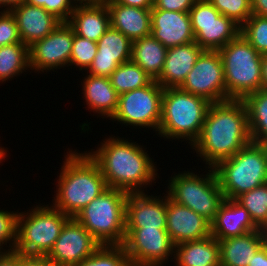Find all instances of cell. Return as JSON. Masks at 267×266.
I'll return each mask as SVG.
<instances>
[{
	"label": "cell",
	"instance_id": "cell-1",
	"mask_svg": "<svg viewBox=\"0 0 267 266\" xmlns=\"http://www.w3.org/2000/svg\"><path fill=\"white\" fill-rule=\"evenodd\" d=\"M117 136L105 137L95 151L86 152L99 166L108 188L127 193L147 192L145 188L153 187L160 178L154 158L138 141Z\"/></svg>",
	"mask_w": 267,
	"mask_h": 266
},
{
	"label": "cell",
	"instance_id": "cell-2",
	"mask_svg": "<svg viewBox=\"0 0 267 266\" xmlns=\"http://www.w3.org/2000/svg\"><path fill=\"white\" fill-rule=\"evenodd\" d=\"M251 142L248 117L242 100L230 99L211 103L198 139L191 150L204 167L214 168Z\"/></svg>",
	"mask_w": 267,
	"mask_h": 266
},
{
	"label": "cell",
	"instance_id": "cell-3",
	"mask_svg": "<svg viewBox=\"0 0 267 266\" xmlns=\"http://www.w3.org/2000/svg\"><path fill=\"white\" fill-rule=\"evenodd\" d=\"M78 151L68 148L65 153L51 203L70 217L108 188L97 163L86 151Z\"/></svg>",
	"mask_w": 267,
	"mask_h": 266
},
{
	"label": "cell",
	"instance_id": "cell-4",
	"mask_svg": "<svg viewBox=\"0 0 267 266\" xmlns=\"http://www.w3.org/2000/svg\"><path fill=\"white\" fill-rule=\"evenodd\" d=\"M210 104L180 87L164 88L157 136L172 142L185 141L191 147L201 133Z\"/></svg>",
	"mask_w": 267,
	"mask_h": 266
},
{
	"label": "cell",
	"instance_id": "cell-5",
	"mask_svg": "<svg viewBox=\"0 0 267 266\" xmlns=\"http://www.w3.org/2000/svg\"><path fill=\"white\" fill-rule=\"evenodd\" d=\"M213 169L225 199H236L267 183V145L251 141Z\"/></svg>",
	"mask_w": 267,
	"mask_h": 266
},
{
	"label": "cell",
	"instance_id": "cell-6",
	"mask_svg": "<svg viewBox=\"0 0 267 266\" xmlns=\"http://www.w3.org/2000/svg\"><path fill=\"white\" fill-rule=\"evenodd\" d=\"M127 192L107 188L74 217L100 245H123Z\"/></svg>",
	"mask_w": 267,
	"mask_h": 266
},
{
	"label": "cell",
	"instance_id": "cell-7",
	"mask_svg": "<svg viewBox=\"0 0 267 266\" xmlns=\"http://www.w3.org/2000/svg\"><path fill=\"white\" fill-rule=\"evenodd\" d=\"M218 52L223 63L226 101L242 100L261 89L263 56L241 34Z\"/></svg>",
	"mask_w": 267,
	"mask_h": 266
},
{
	"label": "cell",
	"instance_id": "cell-8",
	"mask_svg": "<svg viewBox=\"0 0 267 266\" xmlns=\"http://www.w3.org/2000/svg\"><path fill=\"white\" fill-rule=\"evenodd\" d=\"M206 170H208L206 172ZM206 174L182 170L168 179L166 194L178 204L192 209L210 224L225 200L213 168L205 167Z\"/></svg>",
	"mask_w": 267,
	"mask_h": 266
},
{
	"label": "cell",
	"instance_id": "cell-9",
	"mask_svg": "<svg viewBox=\"0 0 267 266\" xmlns=\"http://www.w3.org/2000/svg\"><path fill=\"white\" fill-rule=\"evenodd\" d=\"M38 204L18 213L16 253L46 256L71 218L51 204Z\"/></svg>",
	"mask_w": 267,
	"mask_h": 266
},
{
	"label": "cell",
	"instance_id": "cell-10",
	"mask_svg": "<svg viewBox=\"0 0 267 266\" xmlns=\"http://www.w3.org/2000/svg\"><path fill=\"white\" fill-rule=\"evenodd\" d=\"M163 91L164 88L153 80L147 86L120 94L117 110L110 120L124 127L132 126V130L148 128L157 135Z\"/></svg>",
	"mask_w": 267,
	"mask_h": 266
},
{
	"label": "cell",
	"instance_id": "cell-11",
	"mask_svg": "<svg viewBox=\"0 0 267 266\" xmlns=\"http://www.w3.org/2000/svg\"><path fill=\"white\" fill-rule=\"evenodd\" d=\"M189 15L195 42L203 50L219 51L240 34V26L208 0H197Z\"/></svg>",
	"mask_w": 267,
	"mask_h": 266
},
{
	"label": "cell",
	"instance_id": "cell-12",
	"mask_svg": "<svg viewBox=\"0 0 267 266\" xmlns=\"http://www.w3.org/2000/svg\"><path fill=\"white\" fill-rule=\"evenodd\" d=\"M123 247L131 266H164L174 259L175 245L166 229L125 228Z\"/></svg>",
	"mask_w": 267,
	"mask_h": 266
},
{
	"label": "cell",
	"instance_id": "cell-13",
	"mask_svg": "<svg viewBox=\"0 0 267 266\" xmlns=\"http://www.w3.org/2000/svg\"><path fill=\"white\" fill-rule=\"evenodd\" d=\"M74 31L61 22L49 35L29 47L30 73L56 72L70 66ZM56 70V71H54Z\"/></svg>",
	"mask_w": 267,
	"mask_h": 266
},
{
	"label": "cell",
	"instance_id": "cell-14",
	"mask_svg": "<svg viewBox=\"0 0 267 266\" xmlns=\"http://www.w3.org/2000/svg\"><path fill=\"white\" fill-rule=\"evenodd\" d=\"M180 88L210 103L226 101L223 63L219 52L204 50Z\"/></svg>",
	"mask_w": 267,
	"mask_h": 266
},
{
	"label": "cell",
	"instance_id": "cell-15",
	"mask_svg": "<svg viewBox=\"0 0 267 266\" xmlns=\"http://www.w3.org/2000/svg\"><path fill=\"white\" fill-rule=\"evenodd\" d=\"M100 246L99 242L74 217H71L65 223L46 258L52 266H76Z\"/></svg>",
	"mask_w": 267,
	"mask_h": 266
},
{
	"label": "cell",
	"instance_id": "cell-16",
	"mask_svg": "<svg viewBox=\"0 0 267 266\" xmlns=\"http://www.w3.org/2000/svg\"><path fill=\"white\" fill-rule=\"evenodd\" d=\"M129 193L126 200L125 228L166 229L167 194ZM155 195V196H154Z\"/></svg>",
	"mask_w": 267,
	"mask_h": 266
},
{
	"label": "cell",
	"instance_id": "cell-17",
	"mask_svg": "<svg viewBox=\"0 0 267 266\" xmlns=\"http://www.w3.org/2000/svg\"><path fill=\"white\" fill-rule=\"evenodd\" d=\"M97 47L87 74L110 77L120 64L131 60L132 41L111 26L97 41Z\"/></svg>",
	"mask_w": 267,
	"mask_h": 266
},
{
	"label": "cell",
	"instance_id": "cell-18",
	"mask_svg": "<svg viewBox=\"0 0 267 266\" xmlns=\"http://www.w3.org/2000/svg\"><path fill=\"white\" fill-rule=\"evenodd\" d=\"M166 231L174 245L211 235V224L192 209L176 203L167 195Z\"/></svg>",
	"mask_w": 267,
	"mask_h": 266
},
{
	"label": "cell",
	"instance_id": "cell-19",
	"mask_svg": "<svg viewBox=\"0 0 267 266\" xmlns=\"http://www.w3.org/2000/svg\"><path fill=\"white\" fill-rule=\"evenodd\" d=\"M151 35L167 49L195 41L189 12L151 8Z\"/></svg>",
	"mask_w": 267,
	"mask_h": 266
},
{
	"label": "cell",
	"instance_id": "cell-20",
	"mask_svg": "<svg viewBox=\"0 0 267 266\" xmlns=\"http://www.w3.org/2000/svg\"><path fill=\"white\" fill-rule=\"evenodd\" d=\"M14 15L22 43L28 48L49 35L62 21L44 8L25 2L14 8Z\"/></svg>",
	"mask_w": 267,
	"mask_h": 266
},
{
	"label": "cell",
	"instance_id": "cell-21",
	"mask_svg": "<svg viewBox=\"0 0 267 266\" xmlns=\"http://www.w3.org/2000/svg\"><path fill=\"white\" fill-rule=\"evenodd\" d=\"M203 51L195 41L169 48L156 82L163 88L180 87Z\"/></svg>",
	"mask_w": 267,
	"mask_h": 266
},
{
	"label": "cell",
	"instance_id": "cell-22",
	"mask_svg": "<svg viewBox=\"0 0 267 266\" xmlns=\"http://www.w3.org/2000/svg\"><path fill=\"white\" fill-rule=\"evenodd\" d=\"M86 75L81 80L82 100L86 102L85 109L97 114V118H112L118 107L119 94L111 84L109 77Z\"/></svg>",
	"mask_w": 267,
	"mask_h": 266
},
{
	"label": "cell",
	"instance_id": "cell-23",
	"mask_svg": "<svg viewBox=\"0 0 267 266\" xmlns=\"http://www.w3.org/2000/svg\"><path fill=\"white\" fill-rule=\"evenodd\" d=\"M259 229L249 212L235 199H225L211 223V235L218 241Z\"/></svg>",
	"mask_w": 267,
	"mask_h": 266
},
{
	"label": "cell",
	"instance_id": "cell-24",
	"mask_svg": "<svg viewBox=\"0 0 267 266\" xmlns=\"http://www.w3.org/2000/svg\"><path fill=\"white\" fill-rule=\"evenodd\" d=\"M110 15V26L132 42L151 35V9L125 6L104 0Z\"/></svg>",
	"mask_w": 267,
	"mask_h": 266
},
{
	"label": "cell",
	"instance_id": "cell-25",
	"mask_svg": "<svg viewBox=\"0 0 267 266\" xmlns=\"http://www.w3.org/2000/svg\"><path fill=\"white\" fill-rule=\"evenodd\" d=\"M67 23L76 35L97 42L110 27V15L105 1L76 5Z\"/></svg>",
	"mask_w": 267,
	"mask_h": 266
},
{
	"label": "cell",
	"instance_id": "cell-26",
	"mask_svg": "<svg viewBox=\"0 0 267 266\" xmlns=\"http://www.w3.org/2000/svg\"><path fill=\"white\" fill-rule=\"evenodd\" d=\"M176 266H220L219 241L212 235L175 245Z\"/></svg>",
	"mask_w": 267,
	"mask_h": 266
},
{
	"label": "cell",
	"instance_id": "cell-27",
	"mask_svg": "<svg viewBox=\"0 0 267 266\" xmlns=\"http://www.w3.org/2000/svg\"><path fill=\"white\" fill-rule=\"evenodd\" d=\"M220 245V266H248L264 245L261 230L223 239Z\"/></svg>",
	"mask_w": 267,
	"mask_h": 266
},
{
	"label": "cell",
	"instance_id": "cell-28",
	"mask_svg": "<svg viewBox=\"0 0 267 266\" xmlns=\"http://www.w3.org/2000/svg\"><path fill=\"white\" fill-rule=\"evenodd\" d=\"M167 48L152 35L132 42L131 60L156 80L163 69Z\"/></svg>",
	"mask_w": 267,
	"mask_h": 266
},
{
	"label": "cell",
	"instance_id": "cell-29",
	"mask_svg": "<svg viewBox=\"0 0 267 266\" xmlns=\"http://www.w3.org/2000/svg\"><path fill=\"white\" fill-rule=\"evenodd\" d=\"M245 104L251 141L267 145V90L246 95Z\"/></svg>",
	"mask_w": 267,
	"mask_h": 266
},
{
	"label": "cell",
	"instance_id": "cell-30",
	"mask_svg": "<svg viewBox=\"0 0 267 266\" xmlns=\"http://www.w3.org/2000/svg\"><path fill=\"white\" fill-rule=\"evenodd\" d=\"M28 71L30 72L29 48L25 44L14 43L0 47V84L14 80Z\"/></svg>",
	"mask_w": 267,
	"mask_h": 266
},
{
	"label": "cell",
	"instance_id": "cell-31",
	"mask_svg": "<svg viewBox=\"0 0 267 266\" xmlns=\"http://www.w3.org/2000/svg\"><path fill=\"white\" fill-rule=\"evenodd\" d=\"M109 78L119 95L147 86L154 80L132 60L120 64Z\"/></svg>",
	"mask_w": 267,
	"mask_h": 266
},
{
	"label": "cell",
	"instance_id": "cell-32",
	"mask_svg": "<svg viewBox=\"0 0 267 266\" xmlns=\"http://www.w3.org/2000/svg\"><path fill=\"white\" fill-rule=\"evenodd\" d=\"M235 200L249 212L259 228L267 222V183L242 193Z\"/></svg>",
	"mask_w": 267,
	"mask_h": 266
},
{
	"label": "cell",
	"instance_id": "cell-33",
	"mask_svg": "<svg viewBox=\"0 0 267 266\" xmlns=\"http://www.w3.org/2000/svg\"><path fill=\"white\" fill-rule=\"evenodd\" d=\"M76 266H131L123 245H101Z\"/></svg>",
	"mask_w": 267,
	"mask_h": 266
},
{
	"label": "cell",
	"instance_id": "cell-34",
	"mask_svg": "<svg viewBox=\"0 0 267 266\" xmlns=\"http://www.w3.org/2000/svg\"><path fill=\"white\" fill-rule=\"evenodd\" d=\"M240 34L260 55L267 54V17L252 14L240 27Z\"/></svg>",
	"mask_w": 267,
	"mask_h": 266
},
{
	"label": "cell",
	"instance_id": "cell-35",
	"mask_svg": "<svg viewBox=\"0 0 267 266\" xmlns=\"http://www.w3.org/2000/svg\"><path fill=\"white\" fill-rule=\"evenodd\" d=\"M97 51V42L74 34L70 68L72 69V66H74V68L79 69L78 71L86 72L91 66Z\"/></svg>",
	"mask_w": 267,
	"mask_h": 266
},
{
	"label": "cell",
	"instance_id": "cell-36",
	"mask_svg": "<svg viewBox=\"0 0 267 266\" xmlns=\"http://www.w3.org/2000/svg\"><path fill=\"white\" fill-rule=\"evenodd\" d=\"M18 213L19 210H1L0 208V253L14 251L17 241Z\"/></svg>",
	"mask_w": 267,
	"mask_h": 266
},
{
	"label": "cell",
	"instance_id": "cell-37",
	"mask_svg": "<svg viewBox=\"0 0 267 266\" xmlns=\"http://www.w3.org/2000/svg\"><path fill=\"white\" fill-rule=\"evenodd\" d=\"M222 15L240 27L252 15L251 0H208Z\"/></svg>",
	"mask_w": 267,
	"mask_h": 266
},
{
	"label": "cell",
	"instance_id": "cell-38",
	"mask_svg": "<svg viewBox=\"0 0 267 266\" xmlns=\"http://www.w3.org/2000/svg\"><path fill=\"white\" fill-rule=\"evenodd\" d=\"M14 43H22L16 19L11 12L0 11V47Z\"/></svg>",
	"mask_w": 267,
	"mask_h": 266
},
{
	"label": "cell",
	"instance_id": "cell-39",
	"mask_svg": "<svg viewBox=\"0 0 267 266\" xmlns=\"http://www.w3.org/2000/svg\"><path fill=\"white\" fill-rule=\"evenodd\" d=\"M75 6L72 0H48V4H44V9L62 22H67Z\"/></svg>",
	"mask_w": 267,
	"mask_h": 266
},
{
	"label": "cell",
	"instance_id": "cell-40",
	"mask_svg": "<svg viewBox=\"0 0 267 266\" xmlns=\"http://www.w3.org/2000/svg\"><path fill=\"white\" fill-rule=\"evenodd\" d=\"M197 0H154L156 9L166 11L189 12Z\"/></svg>",
	"mask_w": 267,
	"mask_h": 266
},
{
	"label": "cell",
	"instance_id": "cell-41",
	"mask_svg": "<svg viewBox=\"0 0 267 266\" xmlns=\"http://www.w3.org/2000/svg\"><path fill=\"white\" fill-rule=\"evenodd\" d=\"M20 266H52L46 256L20 254Z\"/></svg>",
	"mask_w": 267,
	"mask_h": 266
},
{
	"label": "cell",
	"instance_id": "cell-42",
	"mask_svg": "<svg viewBox=\"0 0 267 266\" xmlns=\"http://www.w3.org/2000/svg\"><path fill=\"white\" fill-rule=\"evenodd\" d=\"M0 266H20V254L14 251L0 253Z\"/></svg>",
	"mask_w": 267,
	"mask_h": 266
},
{
	"label": "cell",
	"instance_id": "cell-43",
	"mask_svg": "<svg viewBox=\"0 0 267 266\" xmlns=\"http://www.w3.org/2000/svg\"><path fill=\"white\" fill-rule=\"evenodd\" d=\"M112 1L125 6L139 7L143 9H151L154 6V0H112Z\"/></svg>",
	"mask_w": 267,
	"mask_h": 266
},
{
	"label": "cell",
	"instance_id": "cell-44",
	"mask_svg": "<svg viewBox=\"0 0 267 266\" xmlns=\"http://www.w3.org/2000/svg\"><path fill=\"white\" fill-rule=\"evenodd\" d=\"M248 266H267V246L263 245Z\"/></svg>",
	"mask_w": 267,
	"mask_h": 266
},
{
	"label": "cell",
	"instance_id": "cell-45",
	"mask_svg": "<svg viewBox=\"0 0 267 266\" xmlns=\"http://www.w3.org/2000/svg\"><path fill=\"white\" fill-rule=\"evenodd\" d=\"M252 14L267 17V0H251Z\"/></svg>",
	"mask_w": 267,
	"mask_h": 266
},
{
	"label": "cell",
	"instance_id": "cell-46",
	"mask_svg": "<svg viewBox=\"0 0 267 266\" xmlns=\"http://www.w3.org/2000/svg\"><path fill=\"white\" fill-rule=\"evenodd\" d=\"M24 1L25 0H0V10L1 12H11L14 8L19 6Z\"/></svg>",
	"mask_w": 267,
	"mask_h": 266
},
{
	"label": "cell",
	"instance_id": "cell-47",
	"mask_svg": "<svg viewBox=\"0 0 267 266\" xmlns=\"http://www.w3.org/2000/svg\"><path fill=\"white\" fill-rule=\"evenodd\" d=\"M261 89L267 90V54L262 58V84Z\"/></svg>",
	"mask_w": 267,
	"mask_h": 266
},
{
	"label": "cell",
	"instance_id": "cell-48",
	"mask_svg": "<svg viewBox=\"0 0 267 266\" xmlns=\"http://www.w3.org/2000/svg\"><path fill=\"white\" fill-rule=\"evenodd\" d=\"M27 4L33 5V6H39L44 8V4H48V0H25L24 1Z\"/></svg>",
	"mask_w": 267,
	"mask_h": 266
},
{
	"label": "cell",
	"instance_id": "cell-49",
	"mask_svg": "<svg viewBox=\"0 0 267 266\" xmlns=\"http://www.w3.org/2000/svg\"><path fill=\"white\" fill-rule=\"evenodd\" d=\"M7 151L8 150L5 149V147L0 146V165H3L2 162H4V160H6L5 158H7V156H8Z\"/></svg>",
	"mask_w": 267,
	"mask_h": 266
},
{
	"label": "cell",
	"instance_id": "cell-50",
	"mask_svg": "<svg viewBox=\"0 0 267 266\" xmlns=\"http://www.w3.org/2000/svg\"><path fill=\"white\" fill-rule=\"evenodd\" d=\"M264 245L267 246V222L260 228Z\"/></svg>",
	"mask_w": 267,
	"mask_h": 266
},
{
	"label": "cell",
	"instance_id": "cell-51",
	"mask_svg": "<svg viewBox=\"0 0 267 266\" xmlns=\"http://www.w3.org/2000/svg\"><path fill=\"white\" fill-rule=\"evenodd\" d=\"M75 5L92 4L100 0H72Z\"/></svg>",
	"mask_w": 267,
	"mask_h": 266
}]
</instances>
